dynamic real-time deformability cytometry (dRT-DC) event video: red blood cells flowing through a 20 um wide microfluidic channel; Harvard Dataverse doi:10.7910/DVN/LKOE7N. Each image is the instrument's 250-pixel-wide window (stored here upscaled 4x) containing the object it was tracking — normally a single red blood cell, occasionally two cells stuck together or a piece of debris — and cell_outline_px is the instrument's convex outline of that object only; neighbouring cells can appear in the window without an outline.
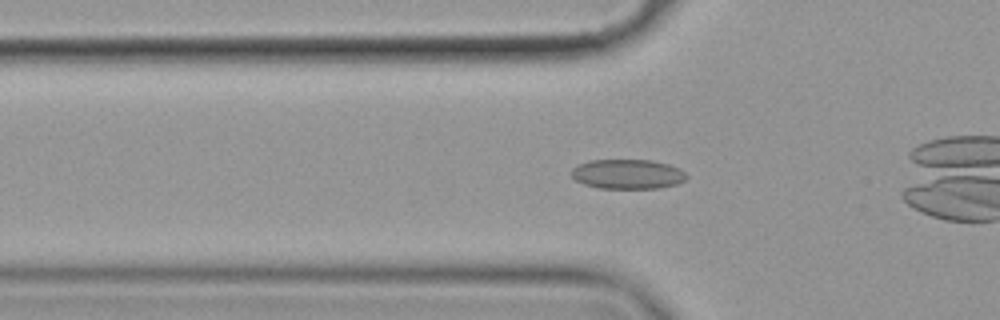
{"species": "common noctule bat (a hibernating species)", "species_latin": "Nyctalus noctula", "temperature_condition": "cold", "stored_images_in_passage": 46, "camera_frame_rate_fps": 3000, "um_per_image_px": 0.085, "animal": {"sex": "female", "body_mass_g": 19.9}, "frame": {"image": 1, "passage_image": 7, "time_ms": 2.0, "image_size_px": [1000, 320], "cell_outline_px": [[688, 176], [684, 180], [676, 184], [660, 188], [600, 188], [584, 184], [576, 180], [572, 176], [572, 168], [588, 160], [652, 160], [668, 164], [680, 168]], "centroid_in_image_um": [53.36, 14.79], "position_along_channel_um": 72.4, "area_um2": 19.83}}
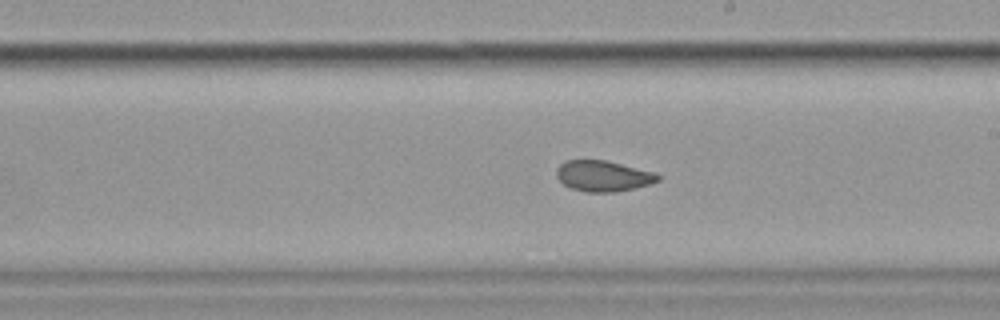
{"frame": {"image": 2, "passage_image": 21, "time_ms": 6.667, "image_size_px": [1000, 320], "cell_outline_px": [[660, 180], [652, 184], [616, 192], [584, 192], [572, 188], [564, 184], [556, 176], [556, 168], [560, 164], [568, 160], [604, 160], [656, 172], [660, 176]], "centroid_in_image_um": [51.29, 14.96], "position_along_channel_um": 237.7, "area_um2": 18.26}}
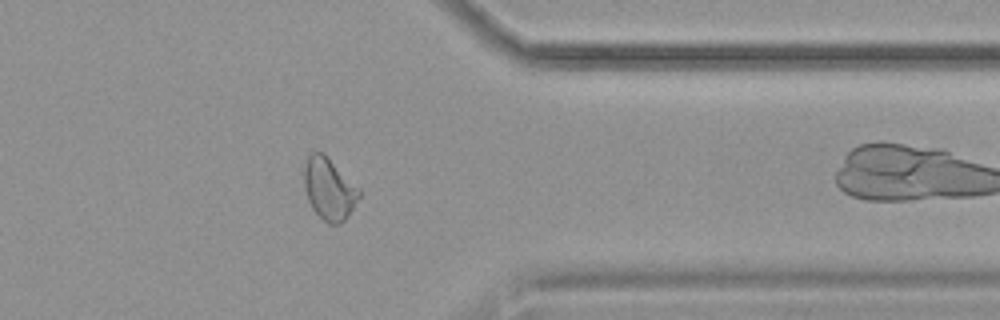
{"frame": {"image": 3, "passage_image": 34, "time_ms": 11.0, "image_size_px": [1000, 320], "cell_outline_px": [[360, 196], [344, 220], [340, 224], [328, 224], [312, 208], [308, 200], [304, 188], [304, 164], [308, 156], [312, 152], [324, 152], [360, 188]], "centroid_in_image_um": [27.96, 16.02], "position_along_channel_um": 383.4, "area_um2": 19.88}, "authors_computed_cell_mechanics": {"area_um2": 19.3341, "velocity_mm_per_s": 3.5413, "shape_relaxation_time_tau1_ms": null, "shape_relaxation_time_tau2_ms": 2.5984, "deformation_change_tau1": null, "deformation_change_tau2": 0.0551}}